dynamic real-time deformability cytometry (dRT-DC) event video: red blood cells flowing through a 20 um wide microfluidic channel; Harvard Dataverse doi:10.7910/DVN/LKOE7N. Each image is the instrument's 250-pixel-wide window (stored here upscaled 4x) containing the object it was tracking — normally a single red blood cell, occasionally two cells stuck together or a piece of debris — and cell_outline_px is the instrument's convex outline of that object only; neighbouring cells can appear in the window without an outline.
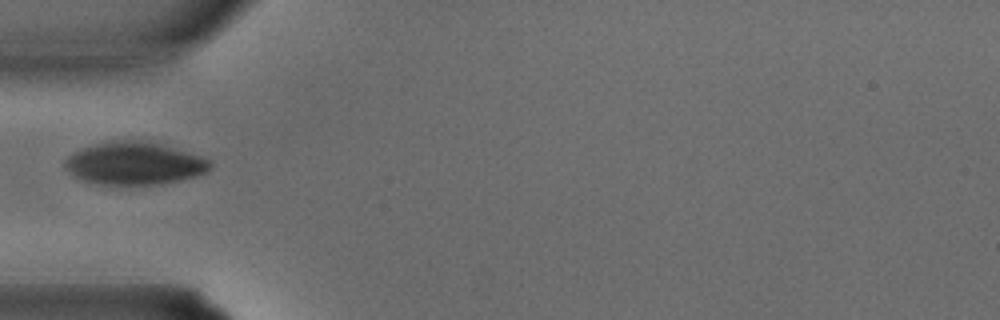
{"species": "common noctule bat (a hibernating species)", "species_latin": "Nyctalus noctula", "temperature_condition": "warm", "stored_images_in_passage": 16, "camera_frame_rate_fps": 3000, "um_per_image_px": 0.085, "animal": {"sex": "male", "body_mass_g": 15.6}, "frame": {"image": 1, "passage_image": 1, "time_ms": 0.0, "image_size_px": [1000, 320], "cell_outline_px": [[212, 168], [208, 172], [196, 176], [180, 180], [160, 184], [96, 184], [80, 180], [72, 176], [64, 168], [64, 160], [72, 152], [96, 144], [112, 140], [140, 140], [160, 144], [200, 156], [212, 160]], "centroid_in_image_um": [11.4, 13.9], "position_along_channel_um": 73.6, "area_um2": 36.24}}